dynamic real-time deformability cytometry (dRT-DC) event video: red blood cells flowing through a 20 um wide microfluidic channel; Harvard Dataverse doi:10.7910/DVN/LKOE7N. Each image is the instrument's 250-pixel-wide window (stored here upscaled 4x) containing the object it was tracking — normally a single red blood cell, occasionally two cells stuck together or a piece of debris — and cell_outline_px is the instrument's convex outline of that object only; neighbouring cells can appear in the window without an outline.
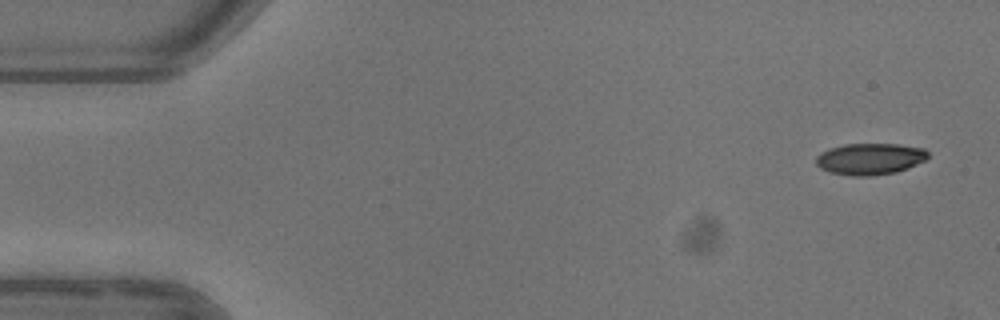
{"species": "common noctule bat (a hibernating species)", "species_latin": "Nyctalus noctula", "temperature_condition": "warm", "stored_images_in_passage": 4, "camera_frame_rate_fps": 3000, "um_per_image_px": 0.085, "animal": {"sex": "female"}, "frame": {"image": 1, "passage_image": 1, "time_ms": 0.0, "image_size_px": [1000, 320], "cell_outline_px": [[928, 156], [924, 160], [908, 168], [896, 172], [872, 176], [852, 176], [832, 172], [820, 168], [816, 164], [816, 156], [820, 152], [828, 148], [844, 144], [900, 144], [924, 148], [928, 152]], "centroid_in_image_um": [73.93, 13.5], "position_along_channel_um": 11.1, "area_um2": 20.63}}
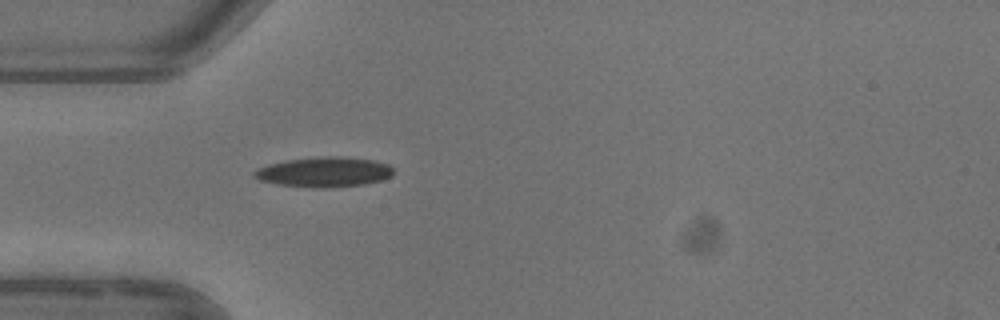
{"frame": {"image": 2, "passage_image": 4, "time_ms": 4.333, "image_size_px": [1000, 320], "cell_outline_px": [[392, 176], [380, 180], [364, 184], [332, 188], [312, 188], [280, 184], [260, 180], [252, 176], [252, 172], [268, 164], [288, 160], [324, 156], [340, 156], [372, 160], [388, 164], [392, 168]], "centroid_in_image_um": [27.55, 14.63], "position_along_channel_um": 57.4, "area_um2": 24.22}}